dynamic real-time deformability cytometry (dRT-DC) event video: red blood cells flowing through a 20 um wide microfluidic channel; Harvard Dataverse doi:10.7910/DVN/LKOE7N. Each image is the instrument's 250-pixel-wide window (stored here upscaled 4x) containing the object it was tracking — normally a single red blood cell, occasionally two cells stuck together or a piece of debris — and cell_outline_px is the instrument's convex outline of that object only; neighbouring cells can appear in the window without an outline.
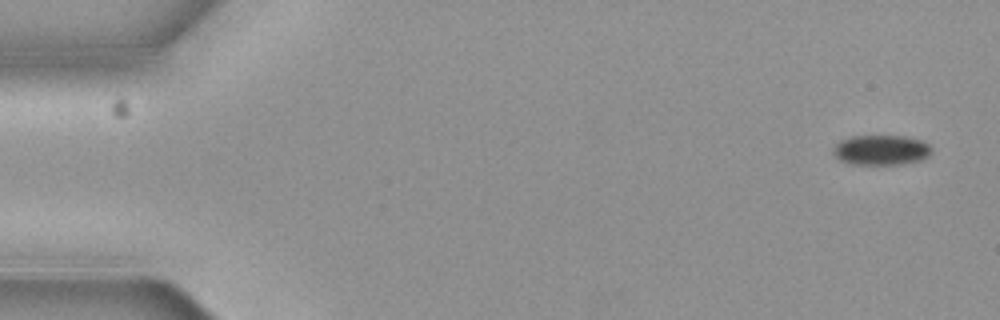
{"species": "common noctule bat (a hibernating species)", "species_latin": "Nyctalus noctula", "temperature_condition": "cold", "stored_images_in_passage": 5, "camera_frame_rate_fps": 3000, "um_per_image_px": 0.085, "animal": {"sex": "female", "body_mass_g": 19.3, "forearm_length_mm": 54.1}, "frame": {"image": 1, "passage_image": 1, "time_ms": 0.0, "image_size_px": [1000, 320], "cell_outline_px": [[932, 152], [928, 156], [920, 160], [904, 164], [848, 164], [840, 160], [832, 152], [836, 144], [852, 136], [904, 136], [924, 140], [932, 148]], "centroid_in_image_um": [74.94, 12.75], "position_along_channel_um": 10.1, "area_um2": 17.22}}
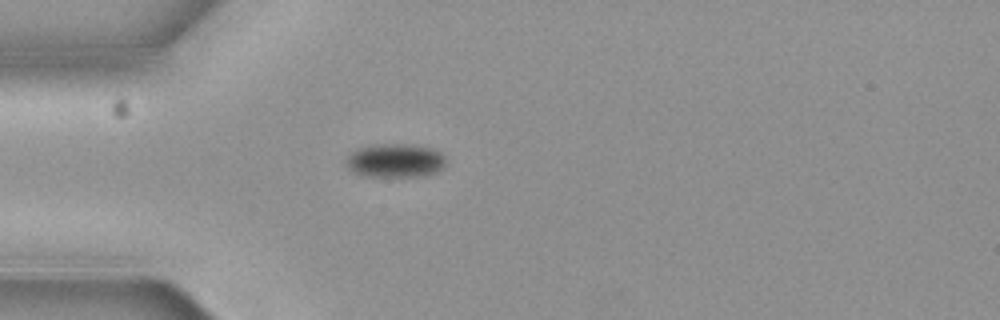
{"frame": {"image": 2, "passage_image": 5, "time_ms": 1.333, "image_size_px": [1000, 320], "cell_outline_px": [[444, 168], [436, 172], [424, 176], [364, 176], [348, 168], [344, 164], [344, 160], [356, 148], [376, 144], [400, 144], [432, 148], [440, 152], [444, 156]], "centroid_in_image_um": [33.56, 13.65], "position_along_channel_um": 51.4, "area_um2": 19.59}}